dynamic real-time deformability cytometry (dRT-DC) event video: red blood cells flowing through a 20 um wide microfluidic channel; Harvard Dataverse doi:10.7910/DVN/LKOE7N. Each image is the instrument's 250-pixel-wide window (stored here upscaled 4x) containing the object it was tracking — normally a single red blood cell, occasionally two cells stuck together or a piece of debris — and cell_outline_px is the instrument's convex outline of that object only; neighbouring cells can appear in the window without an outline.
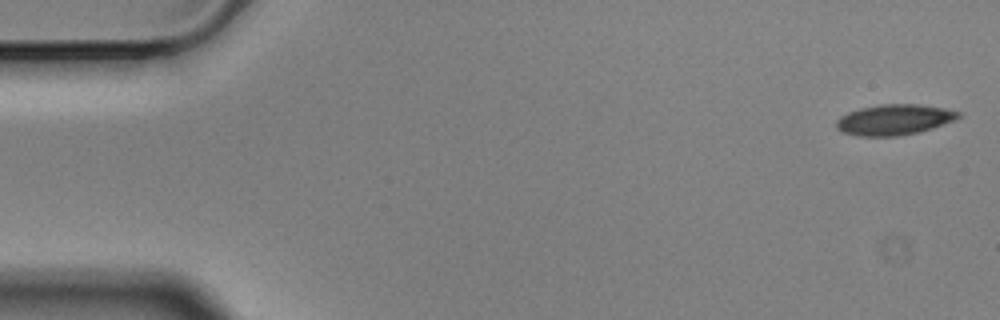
{"species": "Egyptian fruit bat (a non-hibernating species)", "species_latin": "Rousettus aegyptiacus", "temperature_condition": "cold", "stored_images_in_passage": 5, "camera_frame_rate_fps": 3000, "um_per_image_px": 0.085, "animal": {"sex": "male"}, "frame": {"image": 1, "passage_image": 1, "time_ms": 0.0, "image_size_px": [1000, 320], "cell_outline_px": [[960, 116], [956, 120], [920, 132], [900, 136], [856, 136], [844, 132], [836, 128], [836, 120], [840, 116], [848, 112], [860, 108], [880, 104], [920, 104], [944, 108], [960, 112]], "centroid_in_image_um": [76.01, 10.17], "position_along_channel_um": 9.0, "area_um2": 21.91}}
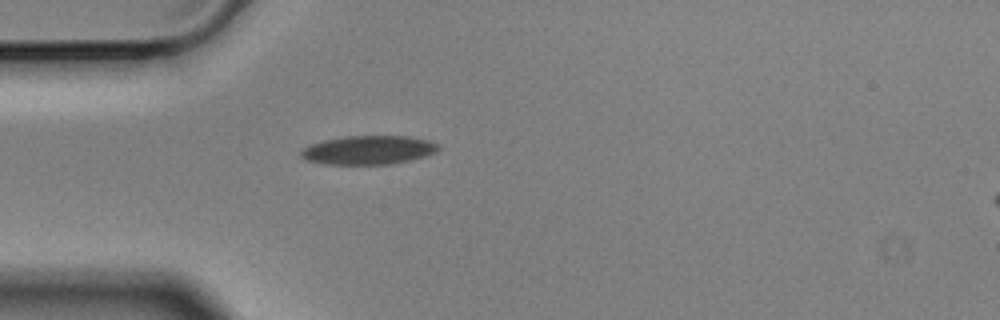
{"frame": {"image": 2, "passage_image": 5, "time_ms": 1.333, "image_size_px": [1000, 320], "cell_outline_px": [[440, 148], [436, 152], [412, 160], [392, 164], [324, 164], [304, 160], [300, 156], [300, 152], [304, 148], [312, 144], [324, 140], [348, 136], [404, 136], [428, 140], [440, 144]], "centroid_in_image_um": [31.33, 12.76], "position_along_channel_um": 53.7, "area_um2": 23.06}}